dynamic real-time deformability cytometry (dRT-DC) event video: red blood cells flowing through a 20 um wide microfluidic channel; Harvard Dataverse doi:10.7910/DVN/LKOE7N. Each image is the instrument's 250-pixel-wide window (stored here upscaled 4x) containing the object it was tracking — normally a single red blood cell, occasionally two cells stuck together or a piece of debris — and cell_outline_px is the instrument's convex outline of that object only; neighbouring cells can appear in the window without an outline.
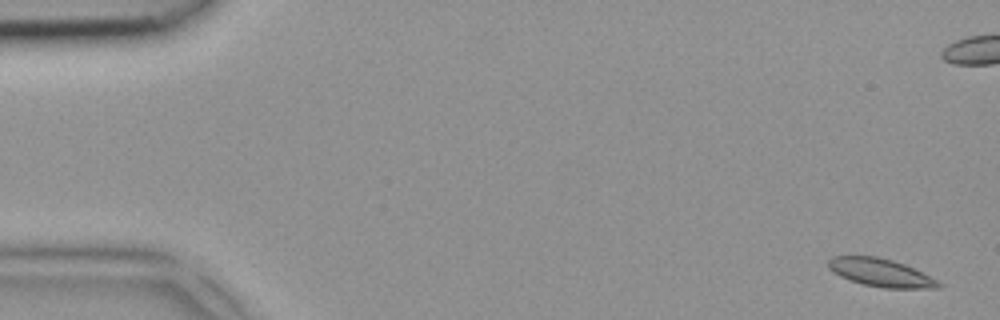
{"species": "common noctule bat (a hibernating species)", "species_latin": "Nyctalus noctula", "temperature_condition": "room temperature", "stored_images_in_passage": 7, "camera_frame_rate_fps": 3000, "um_per_image_px": 0.085, "animal": {"sex": "female", "body_mass_g": 18.4}, "frame": {"image": 1, "passage_image": 1, "time_ms": 0.0, "image_size_px": [1000, 320], "cell_outline_px": [[944, 284], [940, 288], [884, 288], [864, 284], [840, 276], [832, 272], [828, 268], [828, 260], [832, 256], [876, 256], [892, 260], [904, 264]], "centroid_in_image_um": [74.83, 23.17], "position_along_channel_um": 10.2, "area_um2": 17.74}}